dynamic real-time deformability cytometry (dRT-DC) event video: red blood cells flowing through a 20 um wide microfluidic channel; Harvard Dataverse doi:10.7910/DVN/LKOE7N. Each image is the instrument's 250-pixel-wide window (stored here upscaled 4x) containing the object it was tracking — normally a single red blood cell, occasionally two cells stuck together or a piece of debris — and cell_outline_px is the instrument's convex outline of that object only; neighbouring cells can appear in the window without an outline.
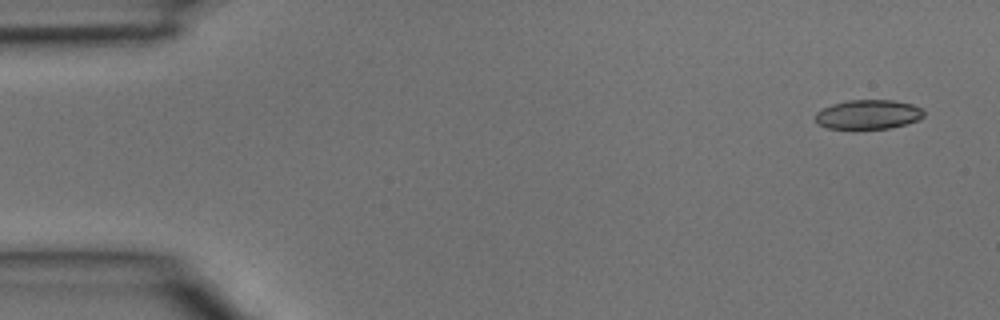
{"species": "common noctule bat (a hibernating species)", "species_latin": "Nyctalus noctula", "temperature_condition": "room temperature", "stored_images_in_passage": 4, "camera_frame_rate_fps": 3000, "um_per_image_px": 0.085, "animal": {"sex": "male", "body_mass_g": 15.6}, "frame": {"image": 1, "passage_image": 1, "time_ms": 0.0, "image_size_px": [1000, 320], "cell_outline_px": [[924, 116], [920, 120], [892, 128], [828, 128], [816, 124], [816, 112], [832, 104], [848, 100], [892, 100], [912, 104], [920, 108], [924, 112]], "centroid_in_image_um": [73.82, 9.73], "position_along_channel_um": 11.2, "area_um2": 18.5}}